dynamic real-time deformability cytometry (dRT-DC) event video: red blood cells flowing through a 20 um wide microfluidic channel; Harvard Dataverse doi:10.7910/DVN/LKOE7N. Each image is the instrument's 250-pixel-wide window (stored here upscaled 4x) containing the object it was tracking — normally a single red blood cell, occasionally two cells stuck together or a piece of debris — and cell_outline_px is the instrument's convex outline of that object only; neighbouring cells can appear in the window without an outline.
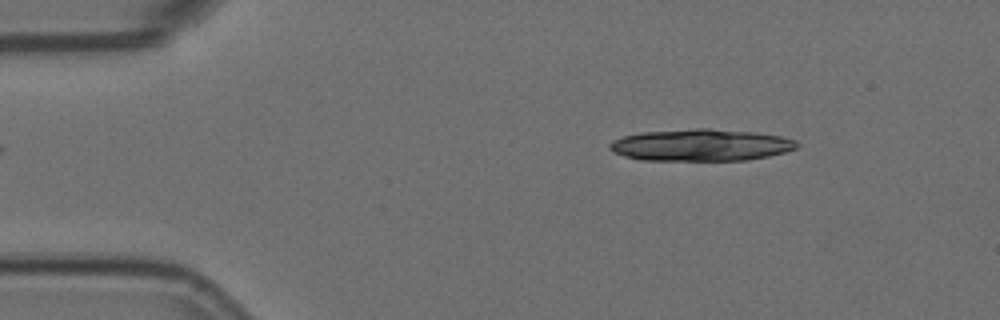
{"species": "Egyptian fruit bat (a non-hibernating species)", "species_latin": "Rousettus aegyptiacus", "temperature_condition": "room temperature", "stored_images_in_passage": 2, "camera_frame_rate_fps": 3000, "um_per_image_px": 0.085, "animal": {"sex": "female"}, "frame": {"image": 1, "passage_image": 2, "time_ms": 0.333, "image_size_px": [1000, 320], "cell_outline_px": [[800, 144], [796, 148], [784, 152], [768, 156], [744, 160], [640, 160], [624, 156], [612, 152], [608, 148], [608, 144], [612, 140], [624, 136], [640, 132], [696, 128], [708, 128], [756, 132], [780, 136], [796, 140]], "centroid_in_image_um": [59.54, 12.32], "position_along_channel_um": 25.5, "area_um2": 34.97}}